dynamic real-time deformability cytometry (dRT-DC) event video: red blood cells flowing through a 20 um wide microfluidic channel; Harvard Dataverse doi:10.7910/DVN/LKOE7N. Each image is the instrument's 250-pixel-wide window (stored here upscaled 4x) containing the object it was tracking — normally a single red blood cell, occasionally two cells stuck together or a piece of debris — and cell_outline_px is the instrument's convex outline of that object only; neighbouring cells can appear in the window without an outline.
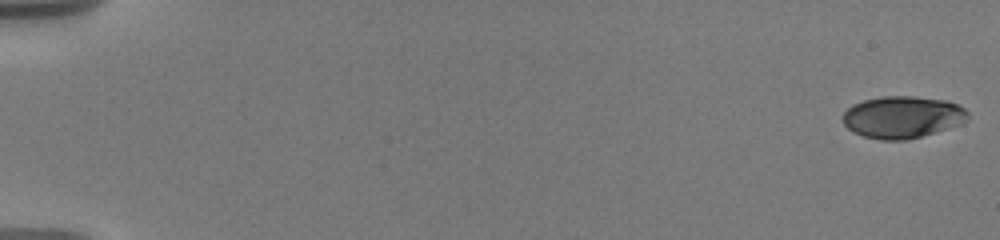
{"species": "human", "species_latin": "Homo sapiens", "temperature_condition": "warm", "stored_images_in_passage": 44, "camera_frame_rate_fps": 3000, "um_per_image_px": 0.085, "donor": {"sex": "male"}, "frame": {"image": 1, "passage_image": 1, "time_ms": 0.0, "image_size_px": [1000, 240], "cell_outline_px": [[968, 116], [960, 124], [948, 128], [920, 136], [904, 140], [880, 140], [864, 136], [852, 132], [844, 124], [840, 116], [852, 104], [864, 100], [880, 96], [916, 96], [948, 100], [964, 108], [968, 112]], "centroid_in_image_um": [76.66, 9.94], "position_along_channel_um": 8.3, "area_um2": 30.69}}
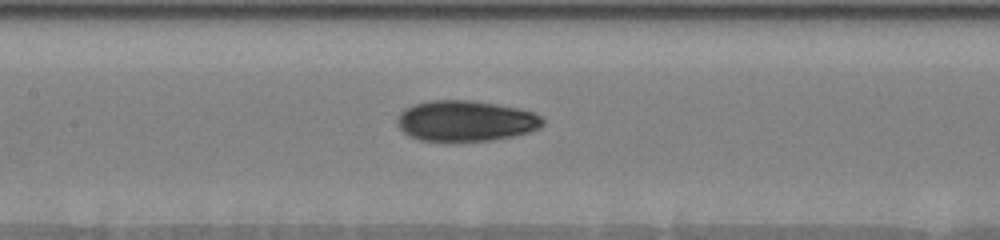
{"frame": {"image": 2, "passage_image": 23, "time_ms": 9.333, "image_size_px": [1000, 240], "cell_outline_px": [[544, 124], [540, 128], [528, 132], [512, 136], [492, 140], [420, 140], [408, 136], [396, 124], [396, 120], [400, 112], [404, 108], [412, 104], [432, 100], [472, 100], [496, 104], [516, 108], [532, 112], [540, 116], [544, 120]], "centroid_in_image_um": [39.55, 10.26], "position_along_channel_um": 167.9, "area_um2": 34.39}}
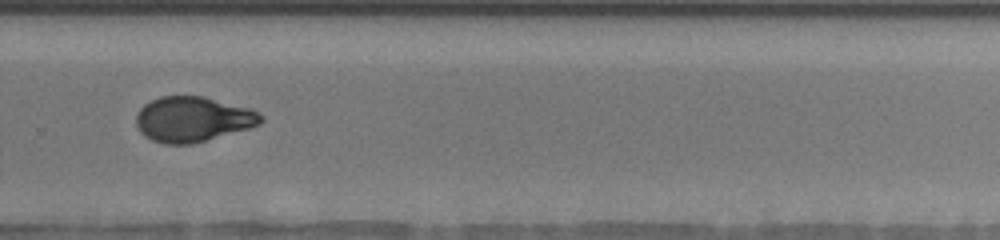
{"frame": {"image": 3, "passage_image": 39, "time_ms": 13.333, "image_size_px": [1000, 240], "cell_outline_px": [[264, 120], [260, 124], [248, 128], [192, 144], [164, 144], [152, 140], [144, 136], [140, 132], [136, 124], [136, 112], [144, 104], [160, 96], [204, 96], [248, 108], [264, 116]], "centroid_in_image_um": [16.35, 10.13], "position_along_channel_um": 313.5, "area_um2": 32.77}}